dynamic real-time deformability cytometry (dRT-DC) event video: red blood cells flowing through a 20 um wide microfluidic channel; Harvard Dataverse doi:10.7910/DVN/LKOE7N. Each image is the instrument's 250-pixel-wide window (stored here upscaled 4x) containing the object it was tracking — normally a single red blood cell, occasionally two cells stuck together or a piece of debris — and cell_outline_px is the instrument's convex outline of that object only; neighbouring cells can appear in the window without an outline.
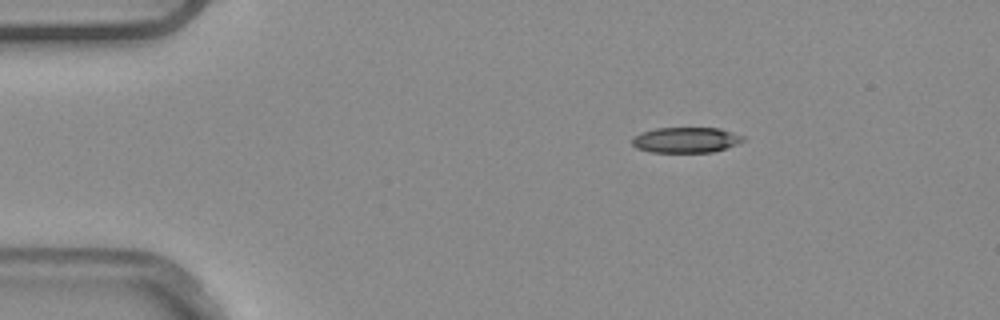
{"species": "common noctule bat (a hibernating species)", "species_latin": "Nyctalus noctula", "temperature_condition": "warm", "stored_images_in_passage": 4, "camera_frame_rate_fps": 3000, "um_per_image_px": 0.085, "animal": {"sex": "male", "body_mass_g": 20.4}, "frame": {"image": 1, "passage_image": 2, "time_ms": 0.333, "image_size_px": [1000, 320], "cell_outline_px": [[744, 140], [736, 144], [712, 152], [652, 152], [636, 148], [632, 144], [632, 136], [640, 132], [656, 128], [720, 128], [744, 136]], "centroid_in_image_um": [58.26, 11.89], "position_along_channel_um": 26.7, "area_um2": 16.47}}